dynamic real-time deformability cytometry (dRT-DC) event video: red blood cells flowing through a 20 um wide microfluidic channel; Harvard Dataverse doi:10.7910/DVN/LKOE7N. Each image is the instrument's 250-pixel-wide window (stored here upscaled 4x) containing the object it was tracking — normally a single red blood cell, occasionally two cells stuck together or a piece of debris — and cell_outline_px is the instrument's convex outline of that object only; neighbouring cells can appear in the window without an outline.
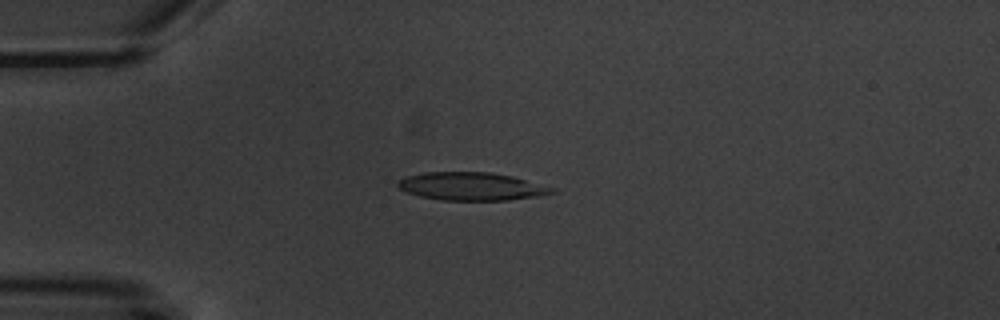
{"species": "common noctule bat (a hibernating species)", "species_latin": "Nyctalus noctula", "temperature_condition": "warm", "stored_images_in_passage": 10, "camera_frame_rate_fps": 3000, "um_per_image_px": 0.085, "animal": {"sex": "male", "body_mass_g": 20.1, "forearm_length_mm": 53.5}, "frame": {"image": 1, "passage_image": 1, "time_ms": 0.0, "image_size_px": [1000, 320], "cell_outline_px": [[556, 192], [540, 196], [508, 200], [440, 200], [420, 196], [408, 192], [400, 188], [396, 184], [396, 180], [404, 176], [424, 172], [488, 172], [512, 176], [556, 188]], "centroid_in_image_um": [40.06, 15.84], "position_along_channel_um": 44.9, "area_um2": 25.26}}
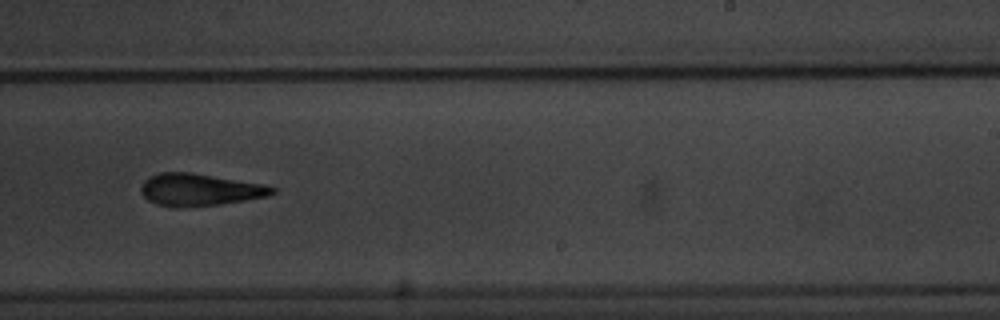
{"frame": {"image": 2, "passage_image": 7, "time_ms": 7.0, "image_size_px": [1000, 320], "cell_outline_px": [[276, 192], [268, 196], [220, 204], [184, 208], [172, 208], [156, 204], [148, 200], [140, 192], [140, 188], [144, 180], [148, 176], [160, 172], [192, 172], [264, 184], [276, 188]], "centroid_in_image_um": [16.93, 16.13], "position_along_channel_um": 272.1, "area_um2": 24.97}}
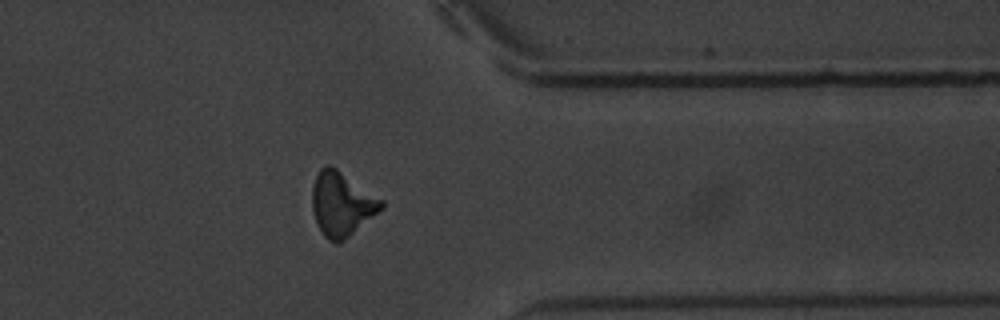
{"frame": {"image": 3, "passage_image": 10, "time_ms": 10.333, "image_size_px": [1000, 320], "cell_outline_px": [[384, 208], [344, 240], [336, 244], [328, 240], [324, 236], [316, 224], [312, 212], [312, 188], [316, 176], [320, 168], [328, 164], [336, 168], [384, 200]], "centroid_in_image_um": [29.04, 17.35], "position_along_channel_um": 382.4, "area_um2": 25.95}, "authors_computed_cell_mechanics": {"area_um2": 25.143, "velocity_mm_per_s": 3.5458, "shape_relaxation_time_tau1_ms": 6.1343, "shape_relaxation_time_tau2_ms": 3.2328, "deformation_change_tau1": 0.1776, "deformation_change_tau2": 0.121}}